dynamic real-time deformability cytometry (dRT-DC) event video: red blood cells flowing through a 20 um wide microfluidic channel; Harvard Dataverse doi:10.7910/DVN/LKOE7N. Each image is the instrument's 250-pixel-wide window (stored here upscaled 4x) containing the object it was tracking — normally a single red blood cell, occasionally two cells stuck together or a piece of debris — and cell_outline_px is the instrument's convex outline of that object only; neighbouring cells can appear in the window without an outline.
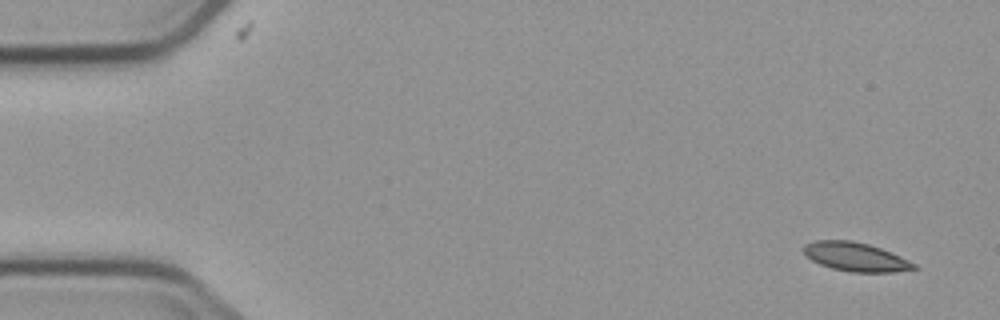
{"species": "common noctule bat (a hibernating species)", "species_latin": "Nyctalus noctula", "temperature_condition": "cold", "stored_images_in_passage": 4, "camera_frame_rate_fps": 3000, "um_per_image_px": 0.085, "animal": {"sex": "male", "body_mass_g": 23.1, "forearm_length_mm": 52.7}, "frame": {"image": 1, "passage_image": 1, "time_ms": 0.0, "image_size_px": [1000, 320], "cell_outline_px": [[920, 268], [896, 272], [848, 272], [832, 268], [820, 264], [804, 256], [804, 244], [816, 240], [852, 240], [868, 244], [880, 248], [900, 256], [916, 264]], "centroid_in_image_um": [72.72, 21.84], "position_along_channel_um": 12.3, "area_um2": 18.61}}